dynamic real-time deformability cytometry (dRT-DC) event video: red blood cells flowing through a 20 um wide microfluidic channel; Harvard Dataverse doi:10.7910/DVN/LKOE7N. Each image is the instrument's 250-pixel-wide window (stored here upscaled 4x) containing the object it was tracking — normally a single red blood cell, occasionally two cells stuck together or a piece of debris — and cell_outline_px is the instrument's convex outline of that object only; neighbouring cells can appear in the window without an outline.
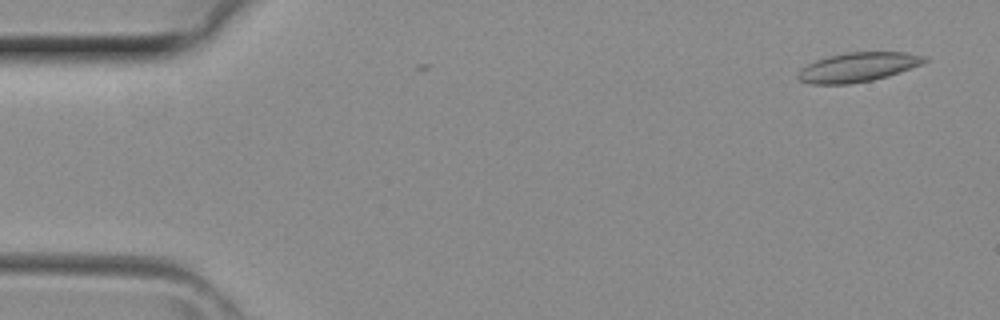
{"species": "common noctule bat (a hibernating species)", "species_latin": "Nyctalus noctula", "temperature_condition": "room temperature", "stored_images_in_passage": 2, "camera_frame_rate_fps": 3000, "um_per_image_px": 0.085, "animal": {"sex": "female", "body_mass_g": 29.2, "forearm_length_mm": 56.3}, "frame": {"image": 1, "passage_image": 1, "time_ms": 0.0, "image_size_px": [1000, 320], "cell_outline_px": [[928, 60], [920, 64], [888, 76], [872, 80], [848, 84], [812, 84], [800, 80], [796, 76], [800, 68], [816, 60], [828, 56], [848, 52], [904, 52], [928, 56]], "centroid_in_image_um": [72.9, 5.7], "position_along_channel_um": 12.1, "area_um2": 21.5}}